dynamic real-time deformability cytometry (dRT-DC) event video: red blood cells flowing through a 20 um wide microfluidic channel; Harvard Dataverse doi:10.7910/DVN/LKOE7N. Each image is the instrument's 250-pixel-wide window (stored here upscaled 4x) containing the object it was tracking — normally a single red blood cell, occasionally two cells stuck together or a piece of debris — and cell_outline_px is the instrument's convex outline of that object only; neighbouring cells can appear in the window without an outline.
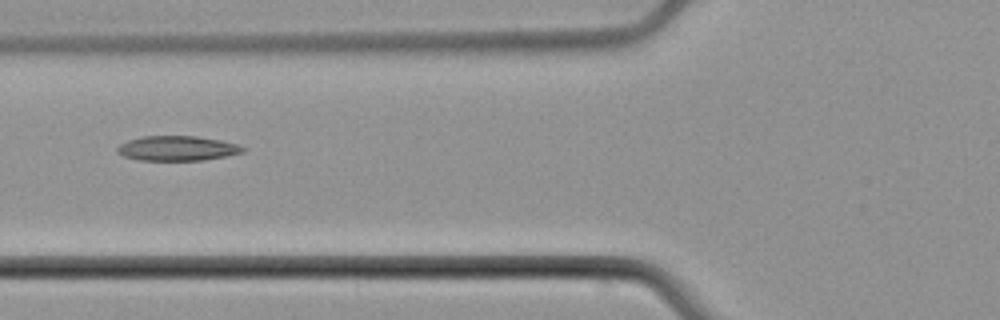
{"species": "common noctule bat (a hibernating species)", "species_latin": "Nyctalus noctula", "temperature_condition": "cold", "stored_images_in_passage": 5, "camera_frame_rate_fps": 3000, "um_per_image_px": 0.085, "animal": {"sex": "male", "body_mass_g": 21.5, "forearm_length_mm": 52.0}, "frame": {"image": 1, "passage_image": 5, "time_ms": 6.0, "image_size_px": [1000, 320], "cell_outline_px": [[248, 148], [244, 152], [204, 160], [140, 160], [124, 156], [116, 152], [116, 148], [120, 144], [128, 140], [140, 136], [196, 136], [220, 140], [236, 144]], "centroid_in_image_um": [15.05, 12.6], "position_along_channel_um": 110.7, "area_um2": 18.15}}